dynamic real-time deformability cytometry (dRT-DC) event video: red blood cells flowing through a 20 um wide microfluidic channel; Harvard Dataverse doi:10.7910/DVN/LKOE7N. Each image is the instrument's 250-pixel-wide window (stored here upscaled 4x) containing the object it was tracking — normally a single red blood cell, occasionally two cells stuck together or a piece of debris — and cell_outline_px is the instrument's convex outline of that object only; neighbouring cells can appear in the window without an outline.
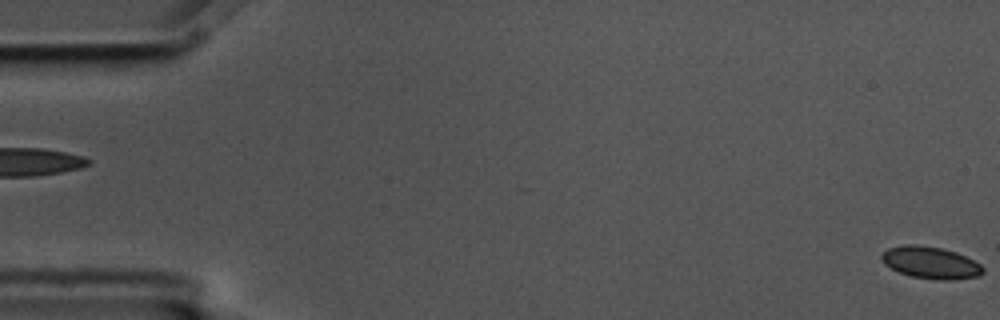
{"species": "common noctule bat (a hibernating species)", "species_latin": "Nyctalus noctula", "temperature_condition": "cold", "stored_images_in_passage": 5, "segment_of_instrument_passage": [2, 2], "camera_frame_rate_fps": 3000, "um_per_image_px": 0.085, "animal": {"sex": "male", "body_mass_g": 17.5, "forearm_length_mm": 52.3}, "frame": {"image": 1, "passage_image": 5, "time_ms": 1.333, "image_size_px": [1000, 320], "cell_outline_px": [[984, 272], [980, 276], [952, 280], [940, 280], [912, 276], [900, 272], [884, 264], [880, 260], [880, 256], [888, 248], [904, 244], [916, 244], [940, 248], [956, 252], [980, 264], [984, 268]], "centroid_in_image_um": [79.1, 22.32], "position_along_channel_um": 5.9, "area_um2": 18.84}}